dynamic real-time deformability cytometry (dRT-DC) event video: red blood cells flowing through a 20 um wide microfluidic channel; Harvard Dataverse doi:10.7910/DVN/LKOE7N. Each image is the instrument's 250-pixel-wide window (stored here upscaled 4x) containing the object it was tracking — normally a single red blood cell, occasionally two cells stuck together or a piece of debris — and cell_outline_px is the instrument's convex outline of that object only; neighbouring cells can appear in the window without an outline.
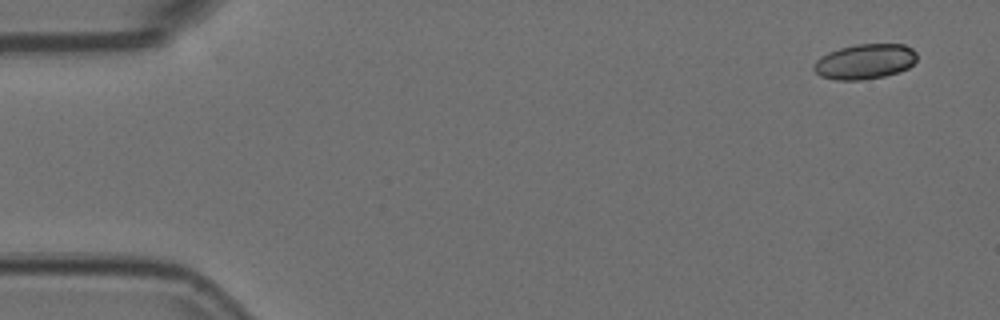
{"species": "Egyptian fruit bat (a non-hibernating species)", "species_latin": "Rousettus aegyptiacus", "temperature_condition": "room temperature", "stored_images_in_passage": 6, "camera_frame_rate_fps": 3000, "um_per_image_px": 0.085, "animal": {"sex": "female"}, "frame": {"image": 1, "passage_image": 1, "time_ms": 0.0, "image_size_px": [1000, 320], "cell_outline_px": [[916, 60], [908, 68], [900, 72], [884, 76], [860, 80], [836, 80], [820, 76], [812, 68], [812, 64], [820, 56], [828, 52], [840, 48], [856, 44], [904, 44], [912, 48], [916, 52]], "centroid_in_image_um": [73.49, 5.23], "position_along_channel_um": 11.5, "area_um2": 21.27}}
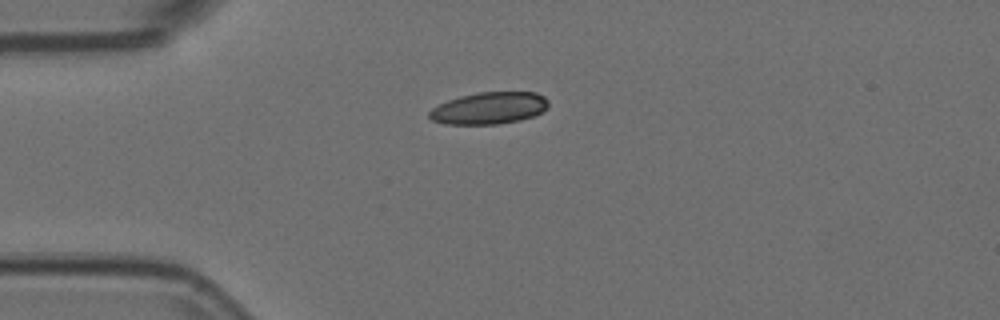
{"frame": {"image": 2, "passage_image": 4, "time_ms": 1.0, "image_size_px": [1000, 320], "cell_outline_px": [[548, 108], [532, 116], [520, 120], [496, 124], [444, 124], [432, 120], [428, 116], [428, 112], [432, 108], [448, 100], [460, 96], [476, 92], [536, 92], [544, 96], [548, 100]], "centroid_in_image_um": [41.57, 9.18], "position_along_channel_um": 43.4, "area_um2": 22.2}}
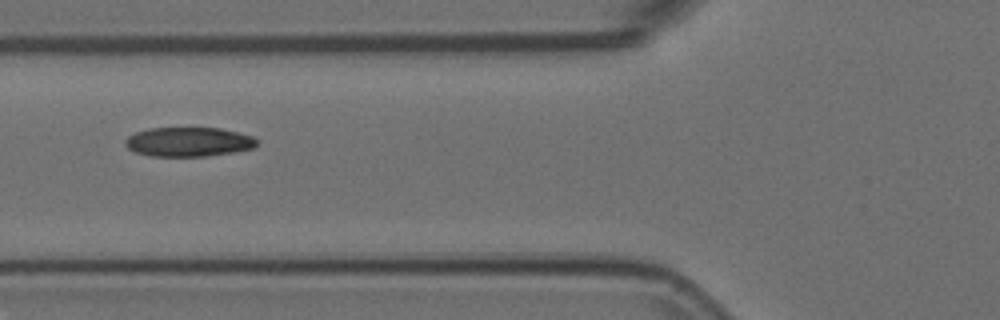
{"frame": {"image": 3, "passage_image": 6, "time_ms": 1.667, "image_size_px": [1000, 320], "cell_outline_px": [[260, 140], [252, 148], [236, 152], [208, 156], [152, 156], [136, 152], [128, 148], [124, 144], [124, 140], [128, 136], [136, 132], [148, 128], [220, 128], [252, 136]], "centroid_in_image_um": [16.03, 12.06], "position_along_channel_um": 109.8, "area_um2": 22.54}}